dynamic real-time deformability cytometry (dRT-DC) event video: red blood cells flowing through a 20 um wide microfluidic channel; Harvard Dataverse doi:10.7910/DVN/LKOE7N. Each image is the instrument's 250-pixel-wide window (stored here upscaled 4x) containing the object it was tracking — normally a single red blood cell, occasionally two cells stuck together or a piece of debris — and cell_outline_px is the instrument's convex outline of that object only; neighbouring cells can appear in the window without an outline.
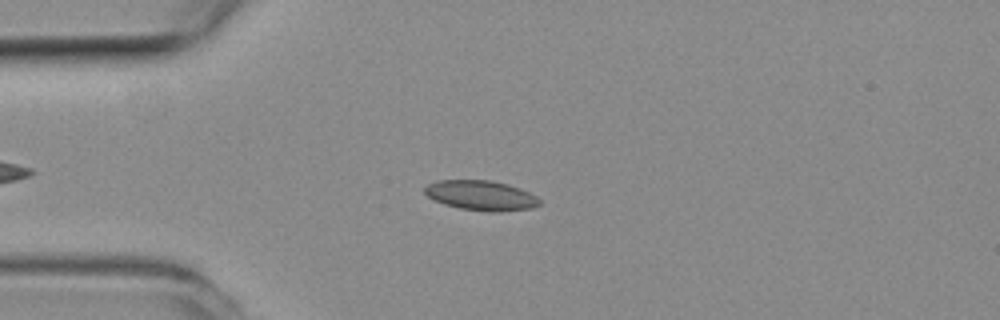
{"species": "common noctule bat (a hibernating species)", "species_latin": "Nyctalus noctula", "temperature_condition": "room temperature", "stored_images_in_passage": 49, "camera_frame_rate_fps": 3000, "um_per_image_px": 0.085, "animal": {"sex": "female", "body_mass_g": 19.3, "forearm_length_mm": 54.1}, "frame": {"image": 1, "passage_image": 11, "time_ms": 3.333, "image_size_px": [1000, 320], "cell_outline_px": [[540, 204], [532, 208], [500, 212], [488, 212], [460, 208], [444, 204], [428, 196], [424, 192], [424, 188], [428, 184], [440, 180], [492, 180], [508, 184], [520, 188], [536, 196], [540, 200]], "centroid_in_image_um": [40.91, 16.61], "position_along_channel_um": 44.1, "area_um2": 20.0}}
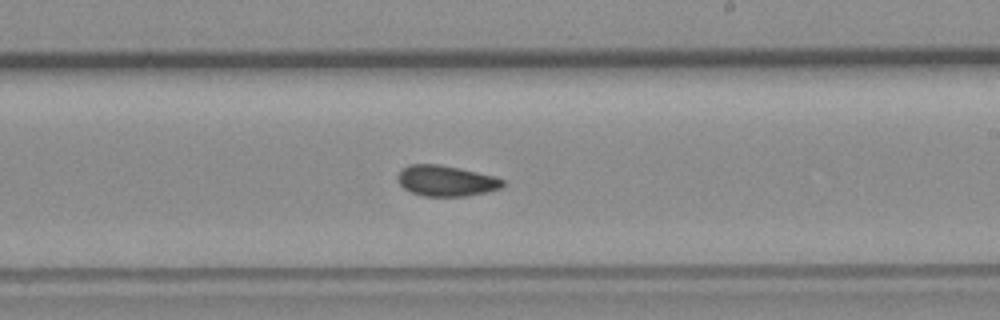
{"frame": {"image": 2, "passage_image": 28, "time_ms": 9.0, "image_size_px": [1000, 320], "cell_outline_px": [[504, 184], [500, 188], [488, 192], [468, 196], [424, 196], [412, 192], [404, 188], [400, 184], [396, 176], [400, 168], [408, 164], [440, 164], [460, 168], [496, 176], [504, 180]], "centroid_in_image_um": [37.91, 15.35], "position_along_channel_um": 251.1, "area_um2": 19.07}}
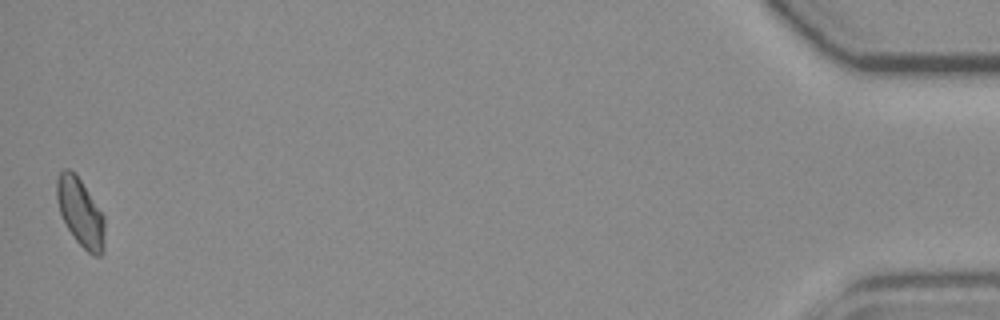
{"frame": {"image": 3, "passage_image": 49, "time_ms": 16.0, "image_size_px": [1000, 320], "cell_outline_px": [[104, 252], [100, 256], [92, 256], [76, 240], [68, 228], [60, 212], [56, 196], [56, 180], [60, 172], [64, 168], [68, 168], [76, 172], [104, 216]], "centroid_in_image_um": [6.84, 18.03], "position_along_channel_um": 428.4, "area_um2": 19.02}, "authors_computed_cell_mechanics": {"area_um2": 19.1318, "velocity_mm_per_s": 3.9722, "shape_relaxation_time_tau1_ms": null, "shape_relaxation_time_tau2_ms": 3.4605, "deformation_change_tau1": null, "deformation_change_tau2": 0.0651}}